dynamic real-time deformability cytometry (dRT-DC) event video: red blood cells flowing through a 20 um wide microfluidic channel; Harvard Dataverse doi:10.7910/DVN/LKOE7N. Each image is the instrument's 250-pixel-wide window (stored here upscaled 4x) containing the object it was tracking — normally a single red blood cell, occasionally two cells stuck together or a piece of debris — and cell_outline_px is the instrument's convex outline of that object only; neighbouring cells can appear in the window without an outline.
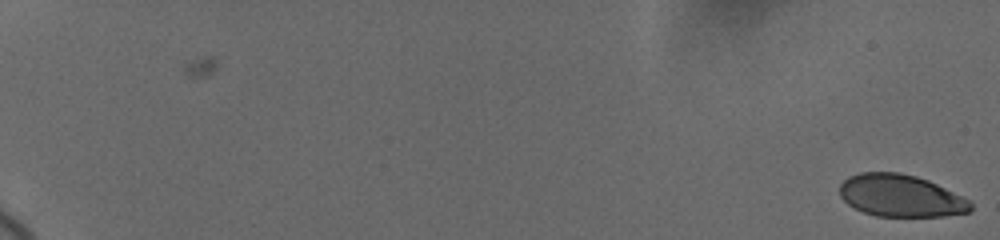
{"species": "human", "species_latin": "Homo sapiens", "temperature_condition": "cold", "stored_images_in_passage": 32, "camera_frame_rate_fps": 3000, "um_per_image_px": 0.085, "donor": {"sex": "female"}, "frame": {"image": 1, "passage_image": 1, "time_ms": 0.0, "image_size_px": [1000, 240], "cell_outline_px": [[972, 208], [968, 212], [944, 216], [876, 216], [864, 212], [848, 204], [840, 196], [840, 184], [848, 176], [860, 172], [900, 172], [916, 176], [928, 180], [972, 200]], "centroid_in_image_um": [76.58, 16.63], "position_along_channel_um": 8.4, "area_um2": 32.31}}
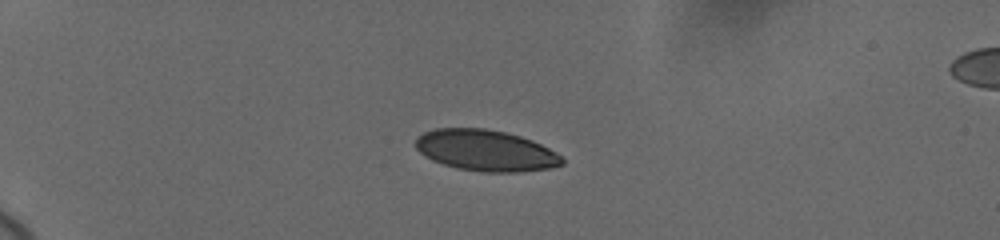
{"frame": {"image": 2, "passage_image": 25, "time_ms": 5.667, "image_size_px": [1000, 240], "cell_outline_px": [[564, 164], [548, 168], [516, 172], [484, 172], [456, 168], [432, 160], [420, 152], [416, 148], [416, 136], [424, 132], [436, 128], [484, 128], [504, 132], [520, 136], [532, 140], [556, 152], [564, 160]], "centroid_in_image_um": [41.27, 12.79], "position_along_channel_um": 43.7, "area_um2": 34.97}}